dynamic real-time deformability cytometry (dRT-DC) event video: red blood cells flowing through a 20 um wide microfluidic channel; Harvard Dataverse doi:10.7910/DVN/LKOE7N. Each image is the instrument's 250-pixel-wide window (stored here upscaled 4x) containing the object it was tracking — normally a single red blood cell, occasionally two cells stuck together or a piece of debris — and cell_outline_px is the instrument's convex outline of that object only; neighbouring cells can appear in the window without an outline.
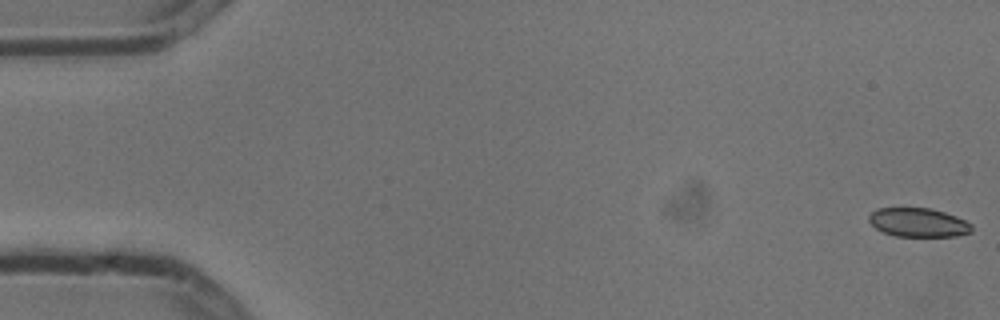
{"species": "common noctule bat (a hibernating species)", "species_latin": "Nyctalus noctula", "temperature_condition": "cold", "stored_images_in_passage": 9, "camera_frame_rate_fps": 3000, "um_per_image_px": 0.085, "animal": {"sex": "male", "body_mass_g": 13.3}, "frame": {"image": 1, "passage_image": 1, "time_ms": 0.0, "image_size_px": [1000, 320], "cell_outline_px": [[972, 232], [956, 236], [896, 236], [884, 232], [876, 228], [868, 220], [868, 216], [876, 208], [932, 208], [956, 216], [972, 224]], "centroid_in_image_um": [78.06, 18.9], "position_along_channel_um": 6.9, "area_um2": 17.28}}
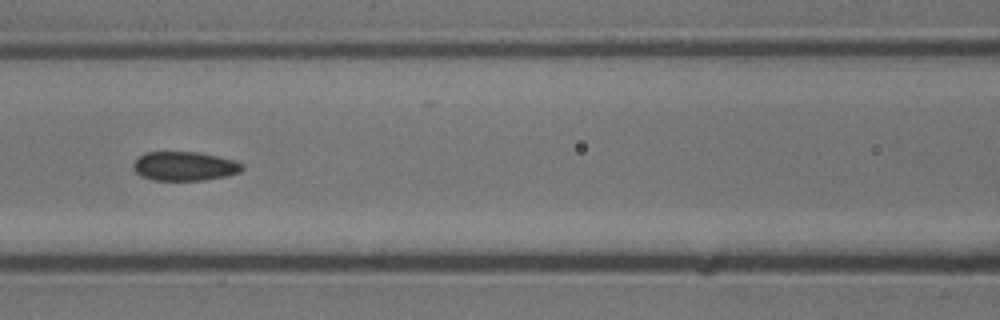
{"frame": {"image": 2, "passage_image": 7, "time_ms": 2.0, "image_size_px": [1000, 320], "cell_outline_px": [[244, 168], [240, 172], [228, 176], [204, 180], [152, 180], [140, 176], [132, 168], [132, 164], [144, 152], [196, 152], [236, 160], [244, 164]], "centroid_in_image_um": [15.7, 14.13], "position_along_channel_um": 150.9, "area_um2": 18.61}}
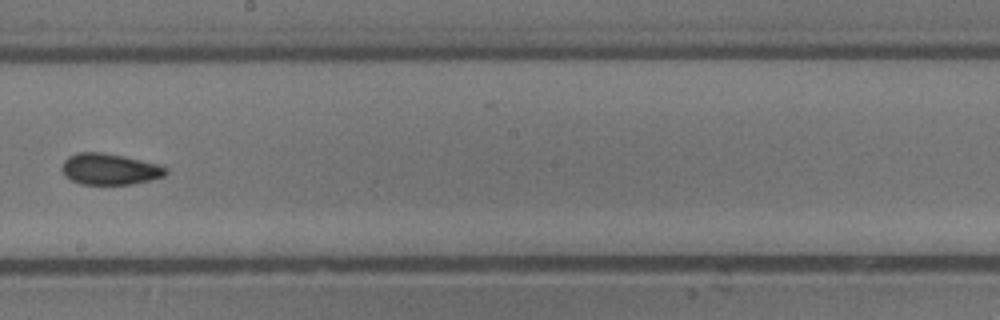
{"frame": {"image": 3, "passage_image": 9, "time_ms": 2.667, "image_size_px": [1000, 320], "cell_outline_px": [[168, 172], [164, 176], [152, 180], [132, 184], [80, 184], [64, 176], [60, 168], [64, 160], [68, 156], [76, 152], [104, 152], [164, 164], [168, 168]], "centroid_in_image_um": [9.36, 14.36], "position_along_channel_um": 238.8, "area_um2": 19.42}}